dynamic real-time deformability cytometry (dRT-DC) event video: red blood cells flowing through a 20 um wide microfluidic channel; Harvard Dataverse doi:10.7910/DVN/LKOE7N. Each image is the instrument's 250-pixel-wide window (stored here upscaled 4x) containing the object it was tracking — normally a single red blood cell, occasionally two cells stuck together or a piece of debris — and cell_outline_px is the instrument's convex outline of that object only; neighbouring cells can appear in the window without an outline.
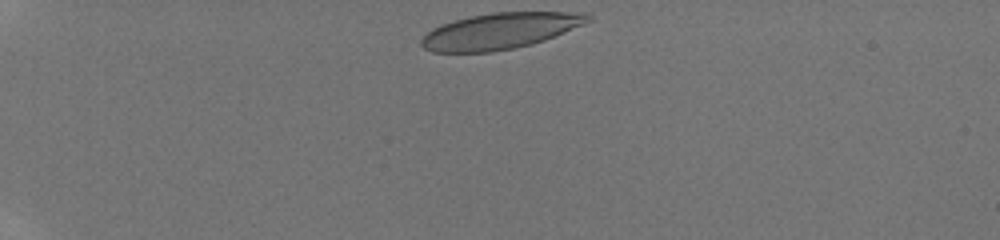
{"species": "human", "species_latin": "Homo sapiens", "temperature_condition": "room temperature", "stored_images_in_passage": 37, "camera_frame_rate_fps": 3000, "um_per_image_px": 0.085, "donor": {"sex": "male"}, "frame": {"image": 1, "passage_image": 1, "time_ms": 0.0, "image_size_px": [1000, 240], "cell_outline_px": [[592, 20], [584, 24], [544, 40], [532, 44], [492, 52], [432, 52], [424, 48], [420, 44], [420, 40], [432, 28], [440, 24], [468, 16], [492, 12], [588, 12], [592, 16]], "centroid_in_image_um": [42.51, 2.62], "position_along_channel_um": 42.5, "area_um2": 35.14}}
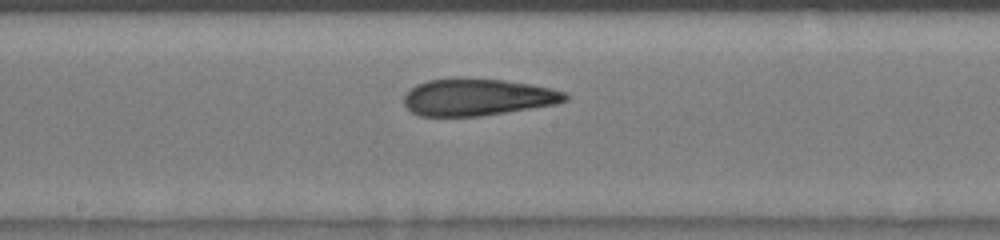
{"frame": {"image": 2, "passage_image": 18, "time_ms": 5.667, "image_size_px": [1000, 240], "cell_outline_px": [[568, 100], [556, 104], [480, 116], [420, 116], [412, 112], [404, 104], [404, 92], [416, 84], [428, 80], [504, 80], [532, 84], [552, 88], [564, 92], [568, 96]], "centroid_in_image_um": [40.59, 8.28], "position_along_channel_um": 207.6, "area_um2": 34.16}}
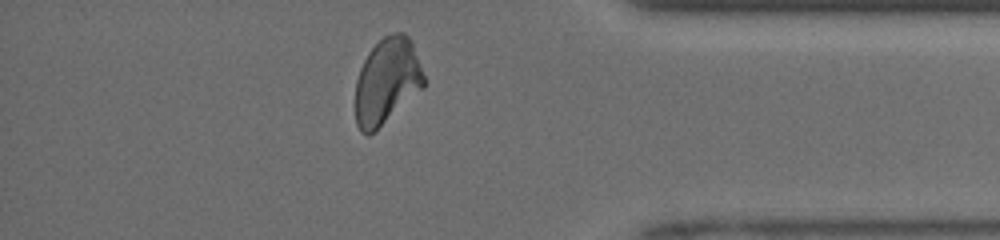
{"frame": {"image": 3, "passage_image": 33, "time_ms": 10.667, "image_size_px": [1000, 240], "cell_outline_px": [[428, 80], [424, 88], [368, 136], [360, 132], [356, 124], [356, 80], [360, 68], [368, 52], [384, 36], [392, 32], [404, 32], [408, 36], [412, 44]], "centroid_in_image_um": [32.91, 6.89], "position_along_channel_um": 402.3, "area_um2": 34.45}, "authors_computed_cell_mechanics": {"area_um2": 35.0268, "velocity_mm_per_s": 4.1874, "shape_relaxation_time_tau1_ms": null, "shape_relaxation_time_tau2_ms": 1.9773, "deformation_change_tau1": null, "deformation_change_tau2": 0.0907}}